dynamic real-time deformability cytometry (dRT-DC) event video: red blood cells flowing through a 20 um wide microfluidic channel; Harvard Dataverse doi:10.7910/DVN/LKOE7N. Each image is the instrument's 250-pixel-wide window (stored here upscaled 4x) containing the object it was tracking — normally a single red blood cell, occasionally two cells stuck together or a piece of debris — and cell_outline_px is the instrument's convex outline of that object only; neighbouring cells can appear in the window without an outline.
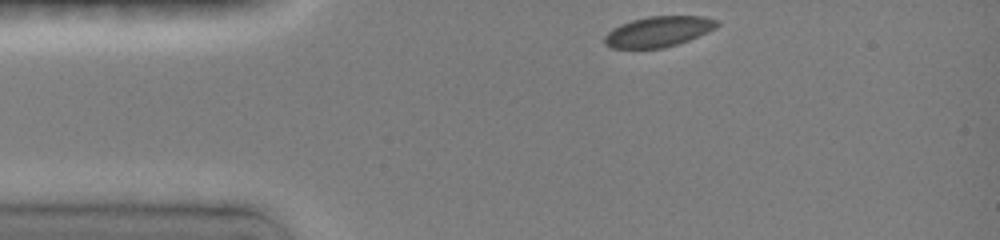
{"species": "common noctule bat (a hibernating species)", "species_latin": "Nyctalus noctula", "temperature_condition": "room temperature", "stored_images_in_passage": 13, "camera_frame_rate_fps": 3000, "um_per_image_px": 0.085, "animal": {"sex": "female", "body_mass_g": 19.0, "forearm_length_mm": 51.5}, "frame": {"image": 1, "passage_image": 1, "time_ms": 0.0, "image_size_px": [1000, 240], "cell_outline_px": [[720, 24], [716, 28], [688, 40], [676, 44], [660, 48], [612, 48], [604, 44], [604, 36], [612, 28], [620, 24], [632, 20], [648, 16], [704, 16], [716, 20]], "centroid_in_image_um": [55.94, 2.67], "position_along_channel_um": 29.1, "area_um2": 19.88}}
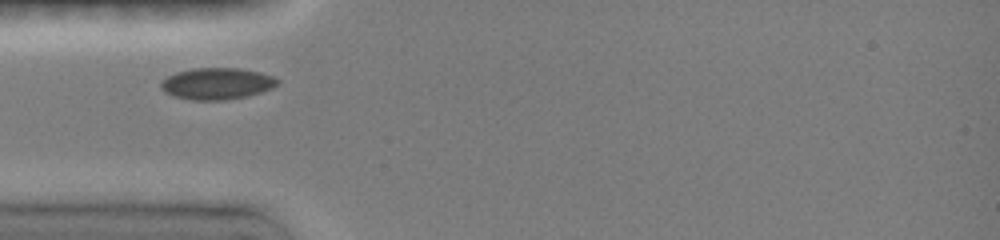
{"frame": {"image": 2, "passage_image": 12, "time_ms": 2.0, "image_size_px": [1000, 240], "cell_outline_px": [[280, 80], [272, 88], [260, 92], [244, 96], [224, 100], [192, 100], [176, 96], [160, 88], [160, 84], [168, 76], [176, 72], [192, 68], [240, 68], [260, 72], [272, 76]], "centroid_in_image_um": [18.45, 7.09], "position_along_channel_um": 66.6, "area_um2": 21.15}}